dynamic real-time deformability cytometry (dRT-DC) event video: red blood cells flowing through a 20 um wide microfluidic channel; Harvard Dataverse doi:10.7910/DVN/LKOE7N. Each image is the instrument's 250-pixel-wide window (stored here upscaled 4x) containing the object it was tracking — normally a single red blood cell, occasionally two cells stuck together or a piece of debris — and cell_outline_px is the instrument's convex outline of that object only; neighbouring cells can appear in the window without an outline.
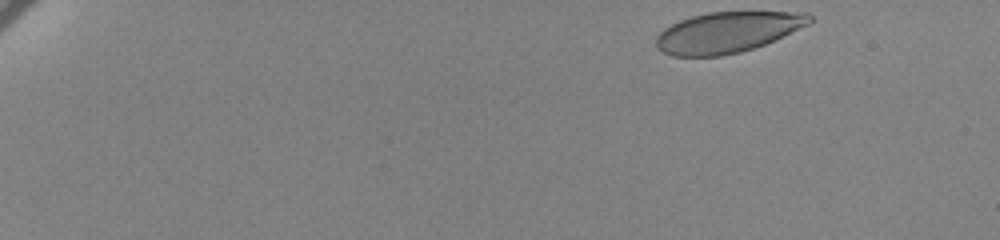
{"species": "human", "species_latin": "Homo sapiens", "temperature_condition": "cold", "stored_images_in_passage": 55, "camera_frame_rate_fps": 3000, "um_per_image_px": 0.085, "donor": {"sex": "female"}, "frame": {"image": 1, "passage_image": 1, "time_ms": 0.0, "image_size_px": [1000, 240], "cell_outline_px": [[812, 20], [808, 24], [764, 44], [740, 52], [720, 56], [672, 56], [656, 48], [656, 36], [664, 28], [680, 20], [692, 16], [708, 12], [808, 12], [812, 16]], "centroid_in_image_um": [61.79, 2.74], "position_along_channel_um": 23.2, "area_um2": 36.13}}
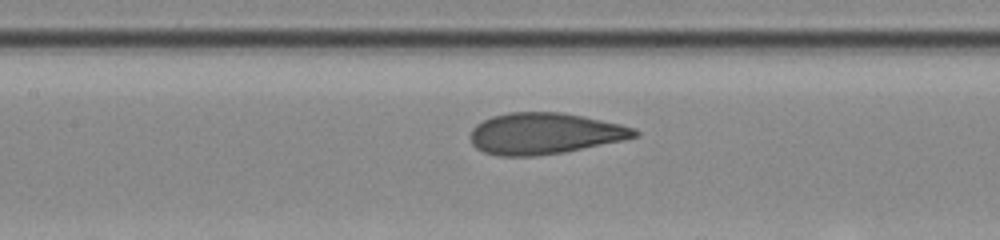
{"frame": {"image": 2, "passage_image": 26, "time_ms": 8.333, "image_size_px": [1000, 240], "cell_outline_px": [[640, 136], [624, 140], [564, 152], [536, 156], [500, 156], [484, 152], [476, 148], [472, 144], [468, 136], [472, 128], [476, 124], [492, 116], [508, 112], [560, 112], [584, 116], [620, 124], [636, 128], [640, 132]], "centroid_in_image_um": [46.28, 11.35], "position_along_channel_um": 161.1, "area_um2": 39.82}}
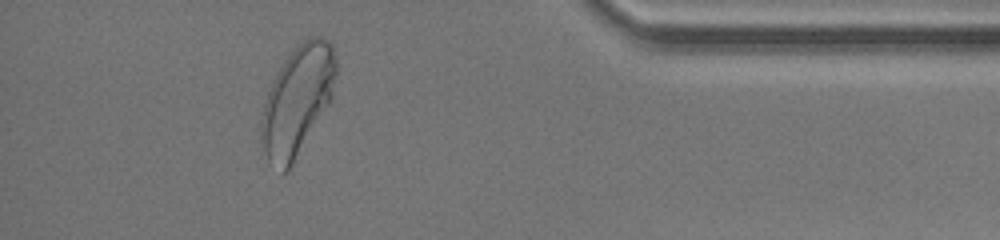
{"frame": {"image": 3, "passage_image": 50, "time_ms": 16.333, "image_size_px": [1000, 240], "cell_outline_px": [[336, 76], [332, 100], [288, 168], [284, 172], [268, 164], [264, 152], [260, 132], [260, 120], [264, 104], [268, 92], [284, 60], [296, 44], [312, 36], [320, 36], [328, 40], [332, 44], [336, 56]], "centroid_in_image_um": [25.29, 8.49], "position_along_channel_um": 409.9, "area_um2": 47.22}, "authors_computed_cell_mechanics": {"area_um2": 39.7086, "velocity_mm_per_s": 3.4271, "shape_relaxation_time_tau1_ms": 4.0273, "shape_relaxation_time_tau2_ms": null, "deformation_change_tau1": 0.15, "deformation_change_tau2": null}}